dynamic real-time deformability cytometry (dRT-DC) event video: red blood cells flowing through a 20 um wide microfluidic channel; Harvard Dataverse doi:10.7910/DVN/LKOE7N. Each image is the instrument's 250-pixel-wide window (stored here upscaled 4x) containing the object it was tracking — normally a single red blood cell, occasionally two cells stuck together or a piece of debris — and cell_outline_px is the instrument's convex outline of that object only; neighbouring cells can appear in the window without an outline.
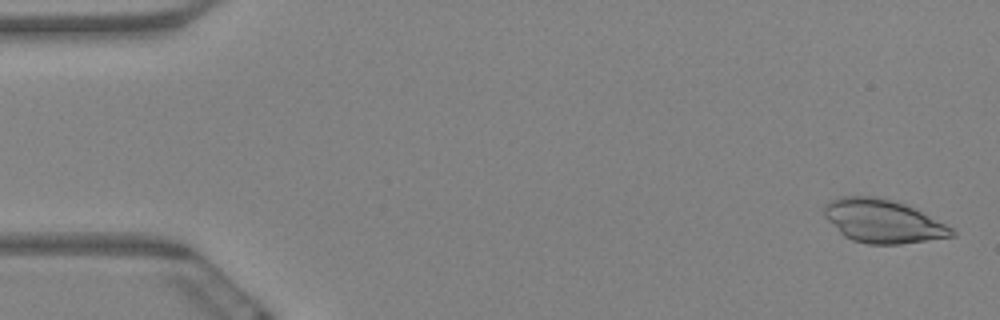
{"species": "Egyptian fruit bat (a non-hibernating species)", "species_latin": "Rousettus aegyptiacus", "temperature_condition": "warm", "stored_images_in_passage": 5, "camera_frame_rate_fps": 3000, "um_per_image_px": 0.085, "animal": {"sex": "female"}, "frame": {"image": 1, "passage_image": 1, "time_ms": 0.0, "image_size_px": [1000, 320], "cell_outline_px": [[956, 236], [900, 244], [868, 244], [852, 240], [844, 236], [824, 216], [824, 204], [840, 196], [868, 196], [892, 200], [916, 208], [952, 228], [956, 232]], "centroid_in_image_um": [75.05, 18.8], "position_along_channel_um": 9.9, "area_um2": 32.08}}
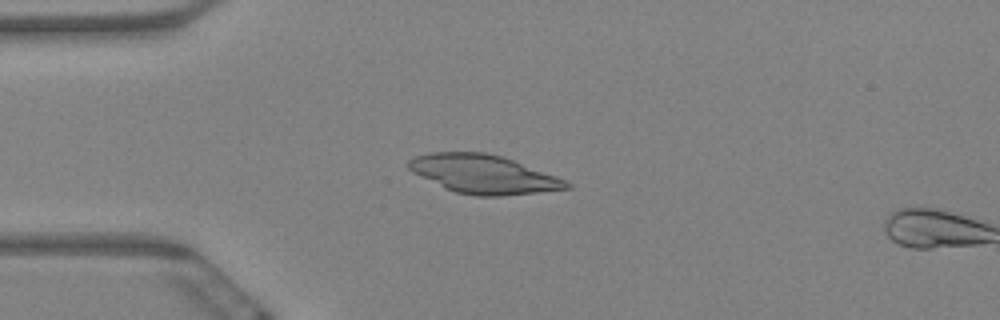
{"frame": {"image": 2, "passage_image": 4, "time_ms": 1.0, "image_size_px": [1000, 320], "cell_outline_px": [[572, 188], [500, 196], [476, 196], [456, 192], [444, 188], [412, 172], [408, 168], [408, 160], [416, 156], [428, 152], [484, 152], [504, 156], [556, 176], [572, 184]], "centroid_in_image_um": [41.08, 14.8], "position_along_channel_um": 43.9, "area_um2": 35.49}}